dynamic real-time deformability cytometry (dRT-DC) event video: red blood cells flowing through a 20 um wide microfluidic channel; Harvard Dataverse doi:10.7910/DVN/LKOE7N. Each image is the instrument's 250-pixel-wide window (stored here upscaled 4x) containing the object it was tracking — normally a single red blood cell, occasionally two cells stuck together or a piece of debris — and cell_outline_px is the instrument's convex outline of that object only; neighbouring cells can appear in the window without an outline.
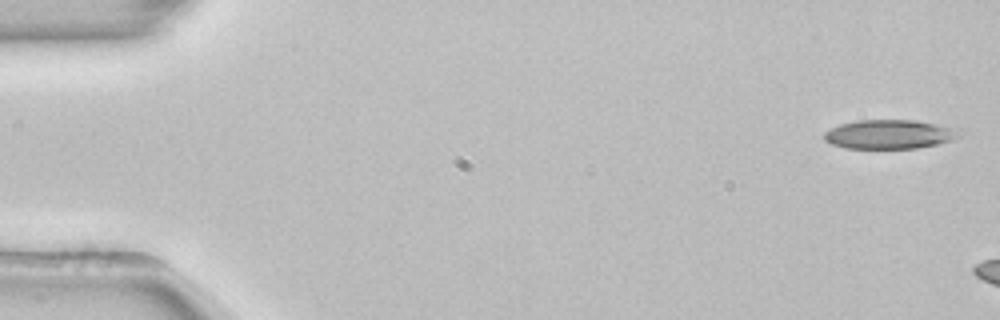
{"species": "common noctule bat (a hibernating species)", "species_latin": "Nyctalus noctula", "temperature_condition": "room temperature", "stored_images_in_passage": 46, "camera_frame_rate_fps": 3000, "um_per_image_px": 0.085, "animal": {"sex": "female", "body_mass_g": 22.7, "forearm_length_mm": 54.2}, "frame": {"image": 1, "passage_image": 1, "time_ms": 0.0, "image_size_px": [1000, 320], "cell_outline_px": [[968, 132], [952, 140], [936, 144], [916, 148], [844, 148], [832, 144], [824, 140], [824, 132], [840, 124], [856, 120], [916, 120], [956, 128]], "centroid_in_image_um": [75.65, 11.41], "position_along_channel_um": 9.4, "area_um2": 23.06}}